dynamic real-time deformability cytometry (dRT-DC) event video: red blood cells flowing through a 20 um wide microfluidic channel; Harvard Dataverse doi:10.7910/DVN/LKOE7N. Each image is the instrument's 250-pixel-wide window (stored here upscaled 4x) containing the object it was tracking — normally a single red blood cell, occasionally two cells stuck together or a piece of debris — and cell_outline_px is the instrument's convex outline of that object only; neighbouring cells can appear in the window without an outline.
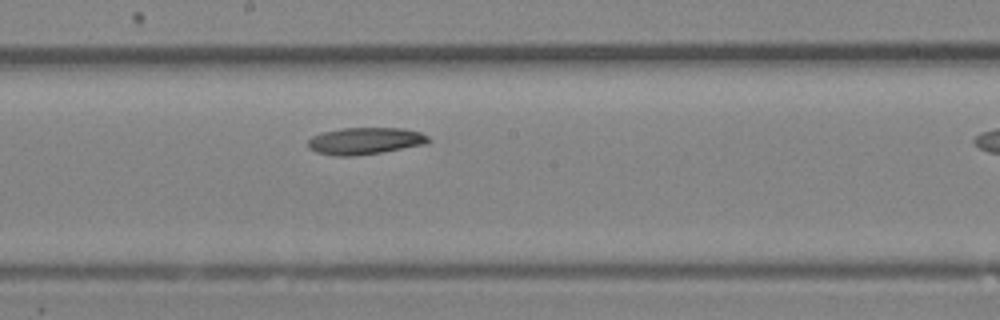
{"species": "Egyptian fruit bat (a non-hibernating species)", "species_latin": "Rousettus aegyptiacus", "temperature_condition": "room temperature", "stored_images_in_passage": 20, "camera_frame_rate_fps": 3000, "um_per_image_px": 0.085, "animal": {"sex": "female"}, "frame": {"image": 1, "passage_image": 12, "time_ms": 3.667, "image_size_px": [1000, 320], "cell_outline_px": [[432, 140], [428, 144], [380, 152], [352, 156], [336, 156], [316, 152], [308, 148], [308, 140], [312, 136], [324, 132], [344, 128], [404, 128], [420, 132], [428, 136]], "centroid_in_image_um": [31.06, 11.98], "position_along_channel_um": 217.1, "area_um2": 18.9}}
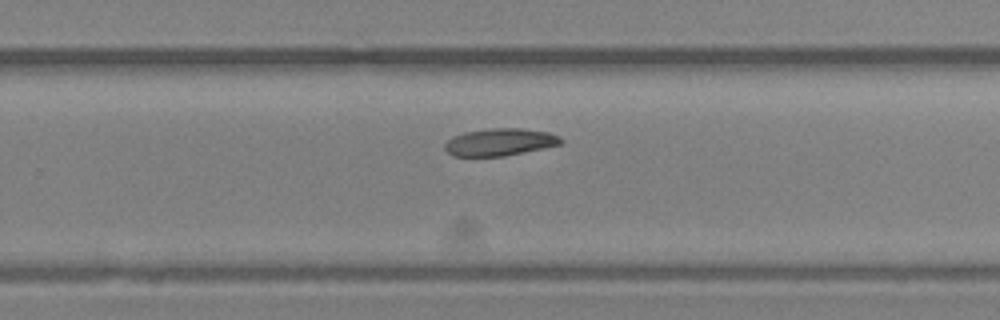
{"frame": {"image": 2, "passage_image": 15, "time_ms": 4.667, "image_size_px": [1000, 320], "cell_outline_px": [[564, 140], [560, 144], [504, 156], [452, 156], [444, 148], [444, 144], [452, 136], [464, 132], [488, 128], [520, 128], [548, 132], [560, 136]], "centroid_in_image_um": [42.45, 12.07], "position_along_channel_um": 287.3, "area_um2": 18.44}}
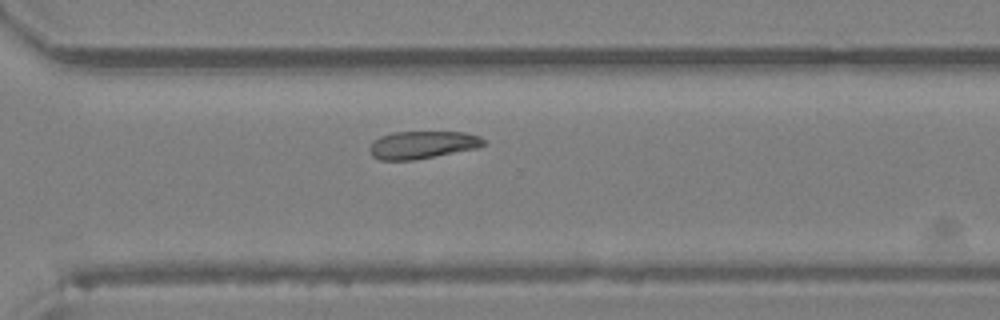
{"frame": {"image": 3, "passage_image": 17, "time_ms": 5.333, "image_size_px": [1000, 320], "cell_outline_px": [[484, 144], [476, 148], [412, 160], [380, 160], [372, 156], [368, 148], [380, 136], [392, 132], [464, 132], [480, 136], [484, 140]], "centroid_in_image_um": [35.87, 12.3], "position_along_channel_um": 334.7, "area_um2": 18.09}}